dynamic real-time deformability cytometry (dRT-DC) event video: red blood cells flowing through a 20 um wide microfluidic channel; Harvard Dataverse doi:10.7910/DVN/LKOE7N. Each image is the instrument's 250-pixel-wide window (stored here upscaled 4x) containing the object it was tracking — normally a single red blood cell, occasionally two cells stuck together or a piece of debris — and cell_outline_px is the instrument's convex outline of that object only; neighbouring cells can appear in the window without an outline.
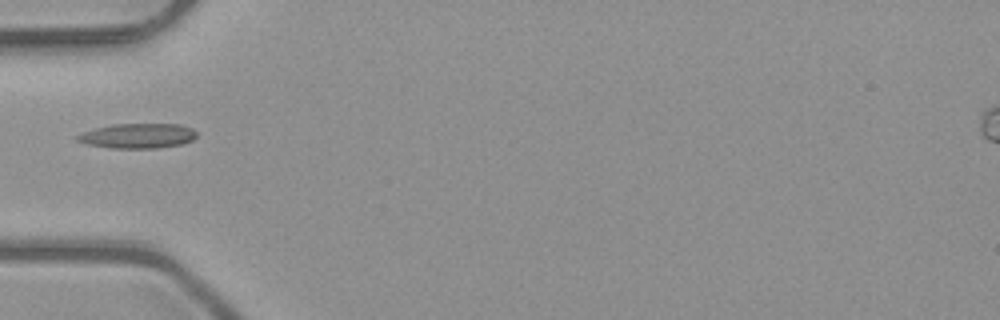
{"species": "common noctule bat (a hibernating species)", "species_latin": "Nyctalus noctula", "temperature_condition": "room temperature", "stored_images_in_passage": 4, "camera_frame_rate_fps": 3000, "um_per_image_px": 0.085, "animal": {"sex": "male", "body_mass_g": 23.1, "forearm_length_mm": 52.7}, "frame": {"image": 1, "passage_image": 4, "time_ms": 1.0, "image_size_px": [1000, 320], "cell_outline_px": [[196, 136], [192, 140], [184, 144], [156, 148], [112, 148], [88, 144], [76, 140], [76, 136], [84, 132], [96, 128], [112, 124], [180, 124], [192, 128], [196, 132]], "centroid_in_image_um": [11.74, 11.54], "position_along_channel_um": 73.3, "area_um2": 17.22}}